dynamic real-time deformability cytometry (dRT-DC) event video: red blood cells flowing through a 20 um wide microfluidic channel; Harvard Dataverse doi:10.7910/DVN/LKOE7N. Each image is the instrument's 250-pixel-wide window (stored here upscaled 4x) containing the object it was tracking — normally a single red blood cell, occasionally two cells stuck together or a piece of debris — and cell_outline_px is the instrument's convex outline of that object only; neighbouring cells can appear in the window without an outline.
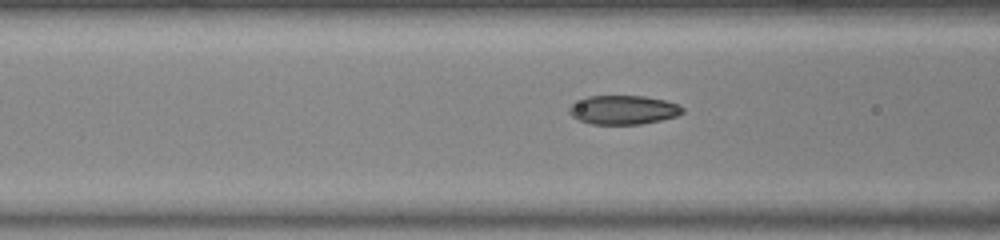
{"species": "common noctule bat (a hibernating species)", "species_latin": "Nyctalus noctula", "temperature_condition": "warm", "stored_images_in_passage": 19, "camera_frame_rate_fps": 3000, "um_per_image_px": 0.085, "animal": {"sex": "female", "body_mass_g": 23.0, "forearm_length_mm": 53.4}, "frame": {"image": 1, "passage_image": 14, "time_ms": 4.333, "image_size_px": [1000, 240], "cell_outline_px": [[684, 112], [676, 116], [660, 120], [640, 124], [592, 124], [580, 120], [572, 116], [568, 112], [568, 108], [572, 104], [588, 96], [644, 96], [664, 100], [680, 104], [684, 108]], "centroid_in_image_um": [53.0, 9.34], "position_along_channel_um": 113.6, "area_um2": 19.07}}